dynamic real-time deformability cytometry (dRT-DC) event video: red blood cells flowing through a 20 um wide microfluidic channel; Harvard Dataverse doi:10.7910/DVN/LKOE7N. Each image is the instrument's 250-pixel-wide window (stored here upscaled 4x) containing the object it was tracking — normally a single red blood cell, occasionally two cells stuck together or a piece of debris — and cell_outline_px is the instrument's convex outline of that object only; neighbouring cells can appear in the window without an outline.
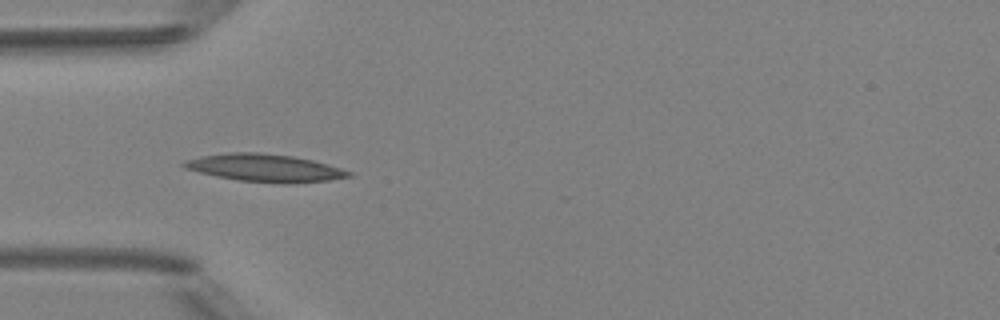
{"species": "Egyptian fruit bat (a non-hibernating species)", "species_latin": "Rousettus aegyptiacus", "temperature_condition": "room temperature", "stored_images_in_passage": 5, "camera_frame_rate_fps": 3000, "um_per_image_px": 0.085, "animal": {"sex": "female"}, "frame": {"image": 1, "passage_image": 1, "time_ms": 0.0, "image_size_px": [1000, 320], "cell_outline_px": [[352, 176], [328, 180], [240, 180], [216, 176], [184, 168], [180, 164], [184, 160], [204, 156], [228, 152], [256, 152], [292, 156], [312, 160], [328, 164], [352, 172]], "centroid_in_image_um": [22.42, 14.21], "position_along_channel_um": 62.6, "area_um2": 25.03}}
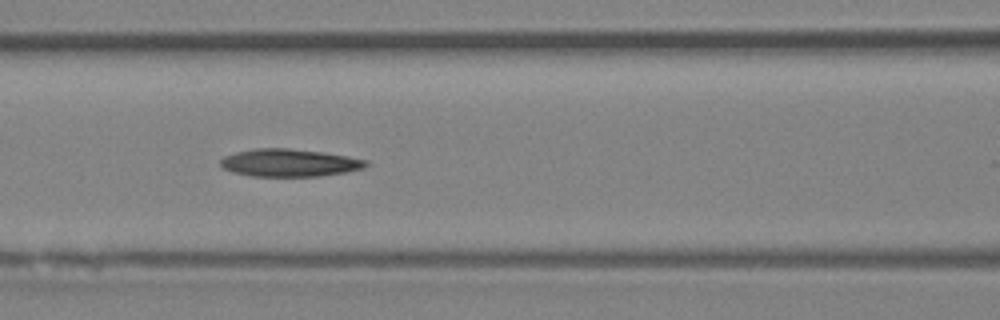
{"frame": {"image": 2, "passage_image": 3, "time_ms": 2.0, "image_size_px": [1000, 320], "cell_outline_px": [[368, 164], [364, 168], [344, 172], [320, 176], [252, 176], [232, 172], [224, 168], [220, 164], [220, 160], [224, 156], [236, 152], [256, 148], [288, 148], [324, 152], [348, 156], [368, 160]], "centroid_in_image_um": [24.6, 13.83], "position_along_channel_um": 142.0, "area_um2": 23.41}}
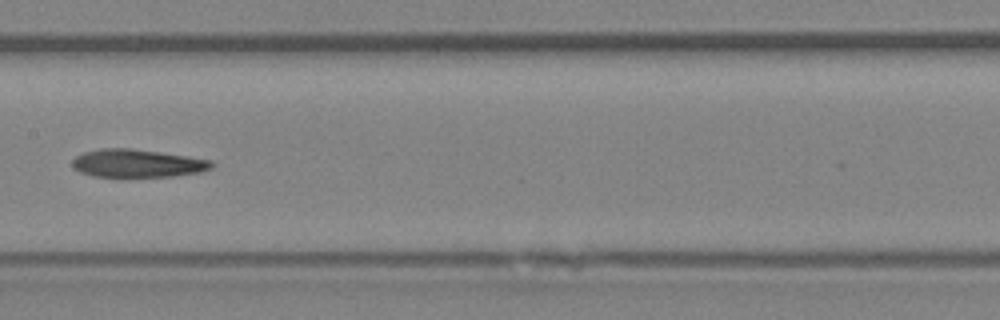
{"frame": {"image": 3, "passage_image": 4, "time_ms": 3.333, "image_size_px": [1000, 320], "cell_outline_px": [[216, 164], [212, 168], [200, 172], [172, 176], [92, 176], [80, 172], [72, 164], [72, 160], [76, 156], [84, 152], [100, 148], [132, 148], [188, 156], [212, 160]], "centroid_in_image_um": [11.71, 13.87], "position_along_channel_um": 195.7, "area_um2": 22.66}}